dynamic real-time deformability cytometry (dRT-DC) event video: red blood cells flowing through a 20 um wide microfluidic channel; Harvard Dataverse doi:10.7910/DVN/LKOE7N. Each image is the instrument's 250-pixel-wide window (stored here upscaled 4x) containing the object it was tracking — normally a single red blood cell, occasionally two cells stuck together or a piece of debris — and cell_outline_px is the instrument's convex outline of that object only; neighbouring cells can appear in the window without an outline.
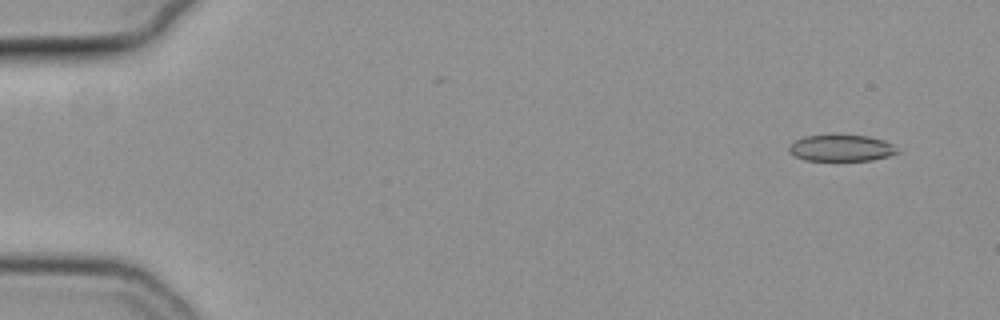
{"species": "common noctule bat (a hibernating species)", "species_latin": "Nyctalus noctula", "temperature_condition": "cold", "stored_images_in_passage": 53, "camera_frame_rate_fps": 3000, "um_per_image_px": 0.085, "animal": {"sex": "female", "body_mass_g": 19.3, "forearm_length_mm": 54.1}, "frame": {"image": 1, "passage_image": 4, "time_ms": 1.0, "image_size_px": [1000, 320], "cell_outline_px": [[900, 152], [888, 156], [872, 160], [804, 160], [788, 152], [788, 148], [796, 140], [804, 136], [868, 136], [884, 140], [892, 144]], "centroid_in_image_um": [71.52, 12.6], "position_along_channel_um": 13.5, "area_um2": 16.36}}
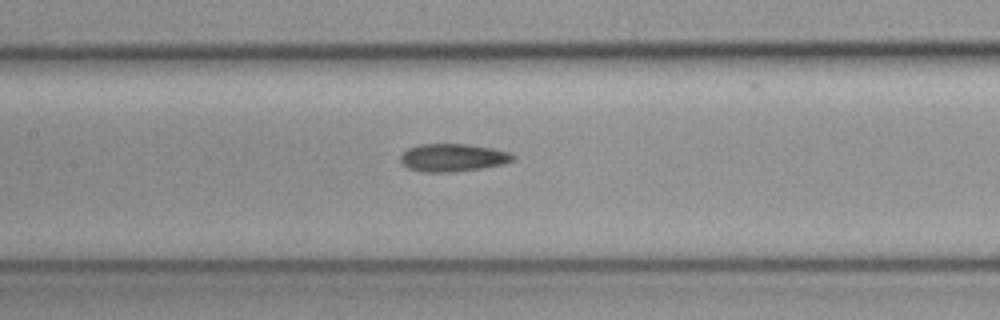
{"frame": {"image": 2, "passage_image": 27, "time_ms": 8.667, "image_size_px": [1000, 320], "cell_outline_px": [[516, 160], [504, 164], [480, 168], [452, 172], [424, 172], [408, 168], [400, 160], [400, 156], [408, 148], [420, 144], [468, 144], [492, 148], [508, 152], [516, 156]], "centroid_in_image_um": [38.52, 13.39], "position_along_channel_um": 168.9, "area_um2": 18.21}}
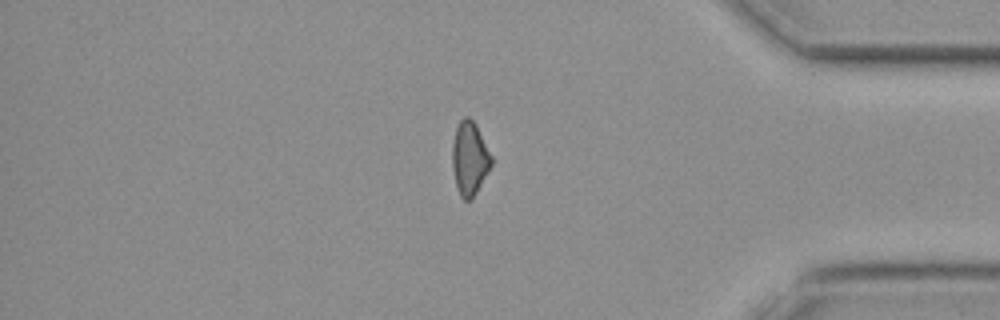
{"frame": {"image": 3, "passage_image": 47, "time_ms": 15.333, "image_size_px": [1000, 320], "cell_outline_px": [[492, 164], [488, 172], [472, 196], [468, 200], [464, 200], [460, 196], [456, 184], [452, 168], [452, 144], [456, 128], [460, 120], [464, 116], [468, 116], [476, 124], [492, 156]], "centroid_in_image_um": [39.91, 13.41], "position_along_channel_um": 395.3, "area_um2": 16.53}}